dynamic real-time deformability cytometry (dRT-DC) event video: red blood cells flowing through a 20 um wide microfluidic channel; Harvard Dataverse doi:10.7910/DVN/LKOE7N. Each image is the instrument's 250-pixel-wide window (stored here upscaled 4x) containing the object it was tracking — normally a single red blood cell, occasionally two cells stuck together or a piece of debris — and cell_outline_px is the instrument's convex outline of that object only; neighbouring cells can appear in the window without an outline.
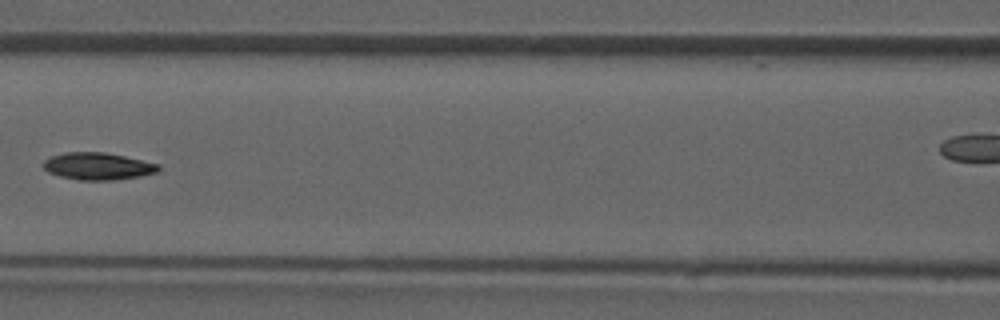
{"species": "common noctule bat (a hibernating species)", "species_latin": "Nyctalus noctula", "temperature_condition": "room temperature", "stored_images_in_passage": 9, "camera_frame_rate_fps": 3000, "um_per_image_px": 0.085, "animal": {"sex": "male", "forearm_length_mm": 52.5}, "frame": {"image": 1, "passage_image": 7, "time_ms": 6.667, "image_size_px": [1000, 320], "cell_outline_px": [[160, 168], [156, 172], [140, 176], [116, 180], [80, 180], [60, 176], [48, 172], [40, 164], [44, 160], [52, 156], [64, 152], [104, 152], [124, 156], [160, 164]], "centroid_in_image_um": [8.29, 14.12], "position_along_channel_um": 158.3, "area_um2": 18.26}}